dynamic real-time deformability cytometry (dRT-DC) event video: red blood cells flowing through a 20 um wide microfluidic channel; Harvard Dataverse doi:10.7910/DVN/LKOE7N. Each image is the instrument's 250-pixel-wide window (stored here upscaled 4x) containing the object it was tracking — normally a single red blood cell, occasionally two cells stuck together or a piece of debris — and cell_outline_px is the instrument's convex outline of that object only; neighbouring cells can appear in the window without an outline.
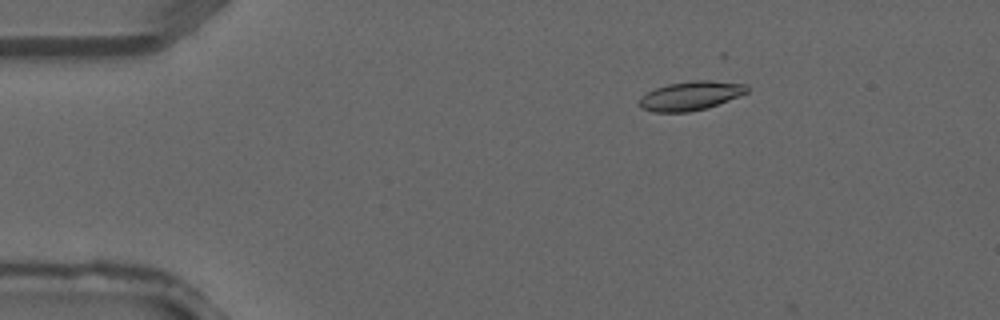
{"species": "common noctule bat (a hibernating species)", "species_latin": "Nyctalus noctula", "temperature_condition": "warm", "stored_images_in_passage": 3, "camera_frame_rate_fps": 3000, "um_per_image_px": 0.085, "animal": {"sex": "male", "forearm_length_mm": 52.5}, "frame": {"image": 1, "passage_image": 2, "time_ms": 0.333, "image_size_px": [1000, 320], "cell_outline_px": [[748, 92], [728, 100], [704, 108], [688, 112], [656, 112], [640, 108], [636, 104], [648, 92], [656, 88], [668, 84], [692, 80], [708, 80], [748, 84]], "centroid_in_image_um": [58.69, 8.13], "position_along_channel_um": 26.3, "area_um2": 17.98}}